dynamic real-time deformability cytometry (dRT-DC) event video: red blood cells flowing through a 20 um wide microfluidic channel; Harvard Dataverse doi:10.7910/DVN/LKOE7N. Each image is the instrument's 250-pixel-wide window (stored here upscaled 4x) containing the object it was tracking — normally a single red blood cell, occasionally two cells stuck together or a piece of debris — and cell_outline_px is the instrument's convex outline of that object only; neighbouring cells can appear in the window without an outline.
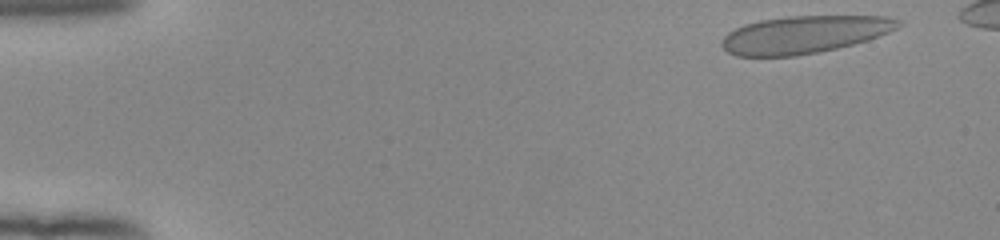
{"species": "human", "species_latin": "Homo sapiens", "temperature_condition": "room temperature", "stored_images_in_passage": 49, "camera_frame_rate_fps": 3000, "um_per_image_px": 0.085, "donor": {"sex": "female"}, "frame": {"image": 1, "passage_image": 2, "time_ms": 0.333, "image_size_px": [1000, 240], "cell_outline_px": [[904, 24], [888, 32], [868, 40], [820, 52], [796, 56], [736, 56], [728, 52], [720, 44], [720, 40], [728, 32], [744, 24], [760, 20], [788, 16], [888, 16], [904, 20]], "centroid_in_image_um": [68.37, 2.93], "position_along_channel_um": 16.6, "area_um2": 38.78}}
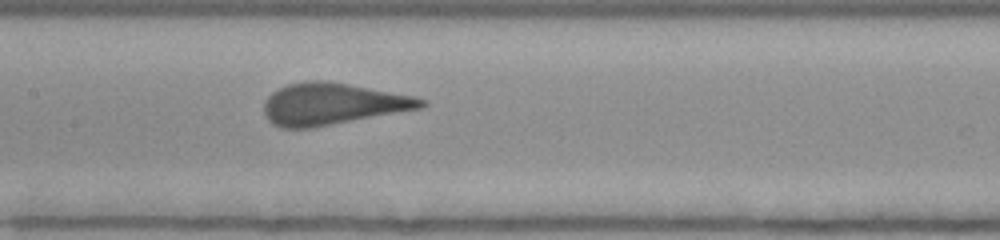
{"frame": {"image": 2, "passage_image": 24, "time_ms": 7.667, "image_size_px": [1000, 240], "cell_outline_px": [[428, 104], [424, 108], [312, 128], [280, 128], [272, 124], [264, 116], [264, 100], [272, 92], [288, 84], [308, 80], [324, 80], [348, 84], [416, 96], [428, 100]], "centroid_in_image_um": [28.28, 8.84], "position_along_channel_um": 179.1, "area_um2": 38.61}}
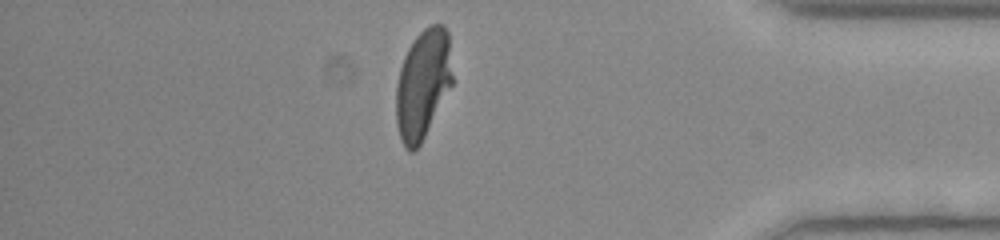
{"frame": {"image": 3, "passage_image": 43, "time_ms": 14.0, "image_size_px": [1000, 240], "cell_outline_px": [[452, 84], [420, 144], [412, 152], [408, 152], [404, 148], [400, 140], [396, 124], [396, 84], [400, 68], [404, 56], [408, 48], [416, 36], [424, 28], [432, 24], [444, 24], [448, 32], [452, 76]], "centroid_in_image_um": [35.92, 7.15], "position_along_channel_um": 399.3, "area_um2": 35.89}}